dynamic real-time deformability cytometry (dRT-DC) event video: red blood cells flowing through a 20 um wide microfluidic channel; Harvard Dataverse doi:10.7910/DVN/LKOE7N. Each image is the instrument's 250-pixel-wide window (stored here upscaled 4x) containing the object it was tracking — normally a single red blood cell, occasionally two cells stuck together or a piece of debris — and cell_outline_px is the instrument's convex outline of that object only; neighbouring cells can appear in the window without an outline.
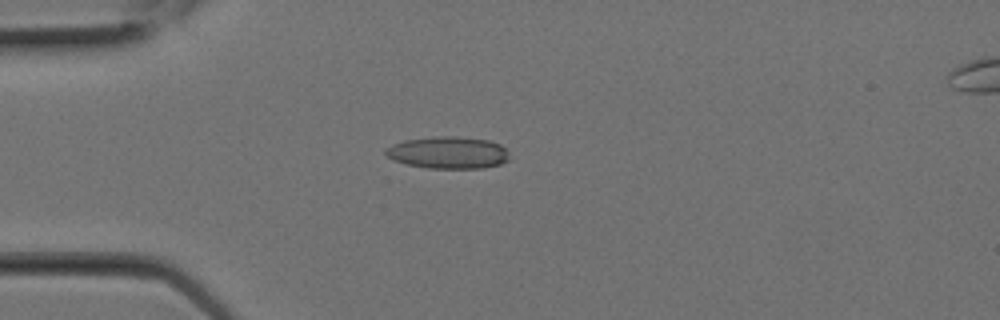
{"species": "Egyptian fruit bat (a non-hibernating species)", "species_latin": "Rousettus aegyptiacus", "temperature_condition": "room temperature", "stored_images_in_passage": 3, "camera_frame_rate_fps": 3000, "um_per_image_px": 0.085, "animal": {"sex": "female"}, "frame": {"image": 1, "passage_image": 2, "time_ms": 0.333, "image_size_px": [1000, 320], "cell_outline_px": [[508, 160], [500, 164], [484, 168], [428, 168], [408, 164], [396, 160], [388, 156], [384, 152], [384, 148], [392, 144], [404, 140], [436, 136], [452, 136], [488, 140], [500, 144], [508, 152]], "centroid_in_image_um": [38.09, 12.96], "position_along_channel_um": 46.9, "area_um2": 23.0}}